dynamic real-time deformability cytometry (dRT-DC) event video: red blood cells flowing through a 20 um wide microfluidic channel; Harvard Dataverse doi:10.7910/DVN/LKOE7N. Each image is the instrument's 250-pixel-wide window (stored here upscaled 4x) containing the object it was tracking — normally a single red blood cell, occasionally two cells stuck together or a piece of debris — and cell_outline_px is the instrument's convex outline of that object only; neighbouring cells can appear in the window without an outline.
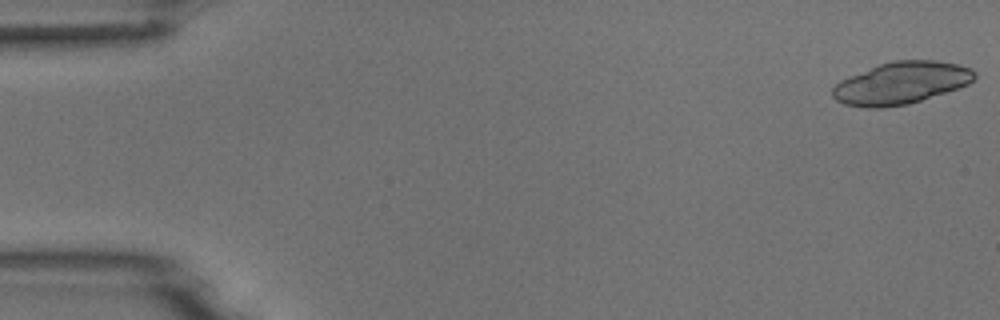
{"species": "common noctule bat (a hibernating species)", "species_latin": "Nyctalus noctula", "temperature_condition": "room temperature", "stored_images_in_passage": 3, "camera_frame_rate_fps": 3000, "um_per_image_px": 0.085, "animal": {"sex": "male", "body_mass_g": 18.8}, "frame": {"image": 1, "passage_image": 1, "time_ms": 0.0, "image_size_px": [1000, 320], "cell_outline_px": [[976, 76], [968, 84], [908, 104], [880, 108], [868, 108], [844, 104], [836, 100], [832, 96], [832, 88], [840, 80], [848, 76], [880, 64], [892, 60], [936, 60], [960, 64], [972, 68], [976, 72]], "centroid_in_image_um": [76.58, 7.04], "position_along_channel_um": 8.4, "area_um2": 34.8}}